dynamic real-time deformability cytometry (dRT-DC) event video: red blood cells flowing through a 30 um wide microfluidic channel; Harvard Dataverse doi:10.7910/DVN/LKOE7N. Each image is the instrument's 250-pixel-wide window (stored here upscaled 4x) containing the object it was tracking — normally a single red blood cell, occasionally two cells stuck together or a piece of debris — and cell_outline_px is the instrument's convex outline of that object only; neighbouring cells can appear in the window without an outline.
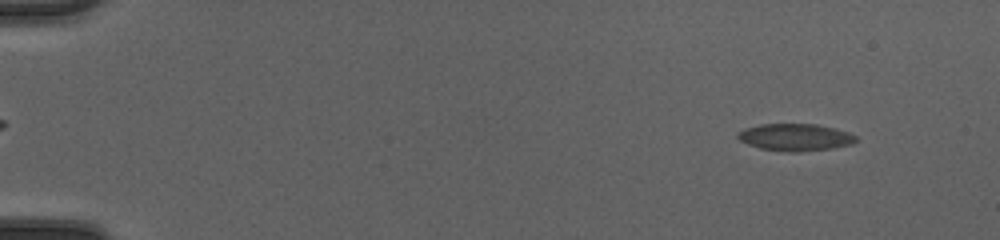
{"species": "common noctule bat (a hibernating species)", "species_latin": "Nyctalus noctula", "temperature_condition": "cold", "stored_images_in_passage": 55, "camera_frame_rate_fps": 3000, "um_per_image_px": 0.085, "animal": {"sex": "female", "body_mass_g": 20.0, "forearm_length_mm": 54.0}, "frame": {"image": 1, "passage_image": 5, "time_ms": 1.333, "image_size_px": [1000, 240], "cell_outline_px": [[856, 140], [852, 144], [828, 148], [792, 152], [760, 148], [748, 144], [740, 140], [736, 136], [736, 132], [744, 128], [760, 124], [816, 124], [848, 132], [856, 136]], "centroid_in_image_um": [67.53, 11.65], "position_along_channel_um": 17.5, "area_um2": 18.38}}
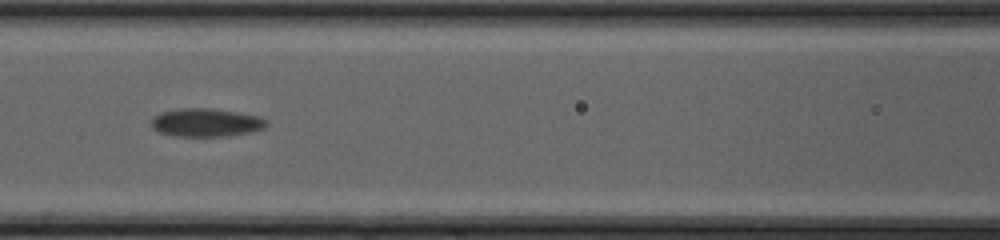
{"frame": {"image": 2, "passage_image": 26, "time_ms": 8.333, "image_size_px": [1000, 240], "cell_outline_px": [[268, 124], [264, 128], [248, 132], [220, 136], [180, 136], [160, 132], [152, 128], [152, 120], [156, 116], [164, 112], [180, 108], [208, 108], [236, 112], [256, 116], [264, 120]], "centroid_in_image_um": [17.5, 10.41], "position_along_channel_um": 149.1, "area_um2": 18.32}}
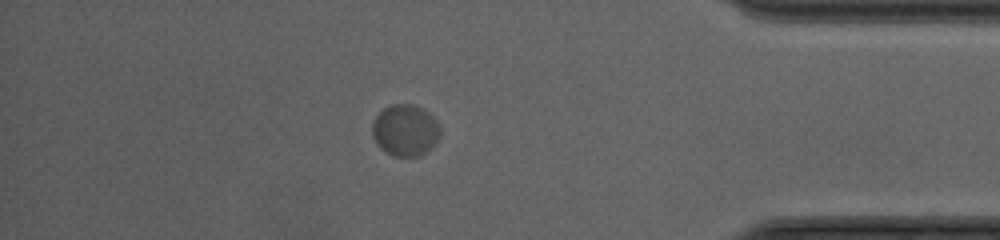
{"frame": {"image": 3, "passage_image": 48, "time_ms": 15.667, "image_size_px": [1000, 240], "cell_outline_px": [[440, 136], [420, 156], [392, 156], [380, 148], [376, 144], [372, 136], [372, 124], [376, 116], [384, 108], [392, 104], [412, 104], [428, 112], [436, 120], [440, 128]], "centroid_in_image_um": [34.41, 11.07], "position_along_channel_um": 400.8, "area_um2": 20.23}, "authors_computed_cell_mechanics": {"area_um2": 18.785, "velocity_mm_per_s": 3.8504, "shape_relaxation_time_tau1_ms": 1.656, "shape_relaxation_time_tau2_ms": null, "deformation_change_tau1": 0.0596, "deformation_change_tau2": null}}